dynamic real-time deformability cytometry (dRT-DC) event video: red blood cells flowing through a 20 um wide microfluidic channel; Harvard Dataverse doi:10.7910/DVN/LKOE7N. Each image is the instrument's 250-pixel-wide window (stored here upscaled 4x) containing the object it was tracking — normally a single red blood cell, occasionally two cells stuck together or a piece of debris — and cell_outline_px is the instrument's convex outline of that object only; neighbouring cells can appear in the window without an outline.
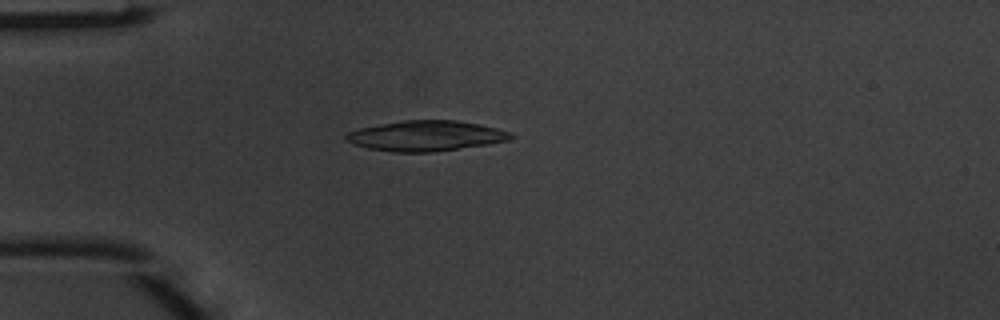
{"species": "common noctule bat (a hibernating species)", "species_latin": "Nyctalus noctula", "temperature_condition": "warm", "stored_images_in_passage": 4, "camera_frame_rate_fps": 3000, "um_per_image_px": 0.085, "animal": {"sex": "male", "body_mass_g": 20.1, "forearm_length_mm": 53.5}, "frame": {"image": 1, "passage_image": 3, "time_ms": 0.667, "image_size_px": [1000, 320], "cell_outline_px": [[516, 136], [508, 140], [488, 144], [432, 152], [392, 152], [368, 148], [352, 144], [344, 140], [344, 136], [348, 132], [360, 128], [404, 120], [456, 120], [496, 128], [512, 132]], "centroid_in_image_um": [36.19, 11.55], "position_along_channel_um": 48.8, "area_um2": 29.02}}